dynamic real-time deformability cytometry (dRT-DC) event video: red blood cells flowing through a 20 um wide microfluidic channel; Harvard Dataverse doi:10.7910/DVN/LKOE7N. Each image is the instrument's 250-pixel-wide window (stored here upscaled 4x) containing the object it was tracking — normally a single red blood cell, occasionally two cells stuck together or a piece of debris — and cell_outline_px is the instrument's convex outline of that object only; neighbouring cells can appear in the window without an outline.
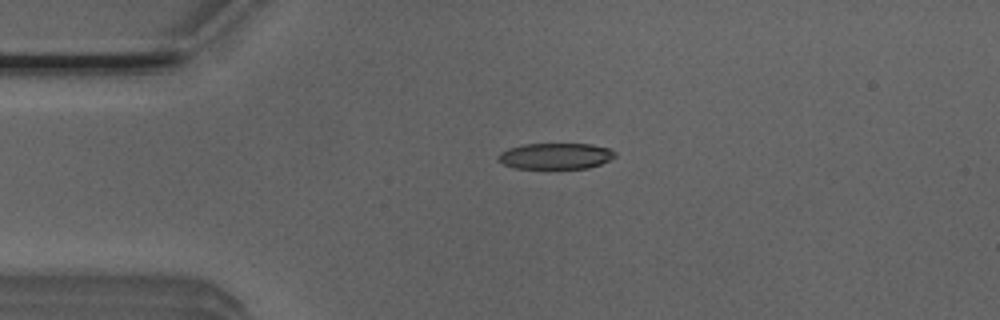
{"species": "Egyptian fruit bat (a non-hibernating species)", "species_latin": "Rousettus aegyptiacus", "temperature_condition": "room temperature", "stored_images_in_passage": 40, "camera_frame_rate_fps": 3000, "um_per_image_px": 0.085, "animal": {"sex": "male"}, "frame": {"image": 1, "passage_image": 7, "time_ms": 2.0, "image_size_px": [1000, 320], "cell_outline_px": [[616, 156], [600, 164], [588, 168], [512, 168], [504, 164], [496, 156], [500, 152], [508, 148], [524, 144], [592, 144], [608, 148], [616, 152]], "centroid_in_image_um": [47.21, 13.26], "position_along_channel_um": 37.8, "area_um2": 17.69}}
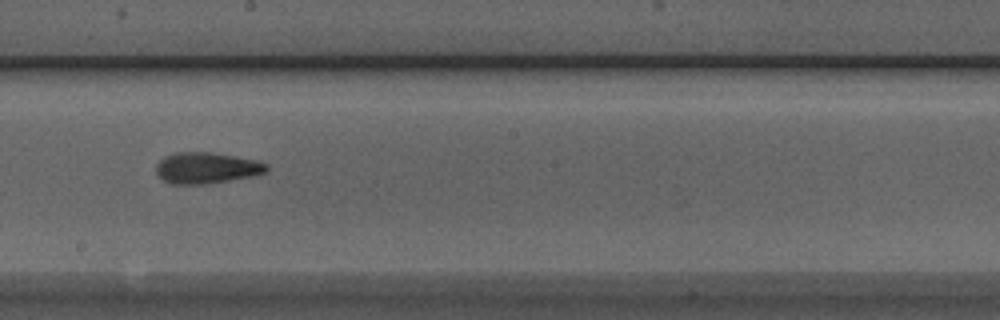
{"frame": {"image": 2, "passage_image": 24, "time_ms": 7.667, "image_size_px": [1000, 320], "cell_outline_px": [[268, 168], [264, 172], [252, 176], [204, 184], [172, 184], [156, 176], [156, 164], [164, 156], [176, 152], [208, 152], [260, 160], [268, 164]], "centroid_in_image_um": [17.53, 14.27], "position_along_channel_um": 230.7, "area_um2": 20.06}}
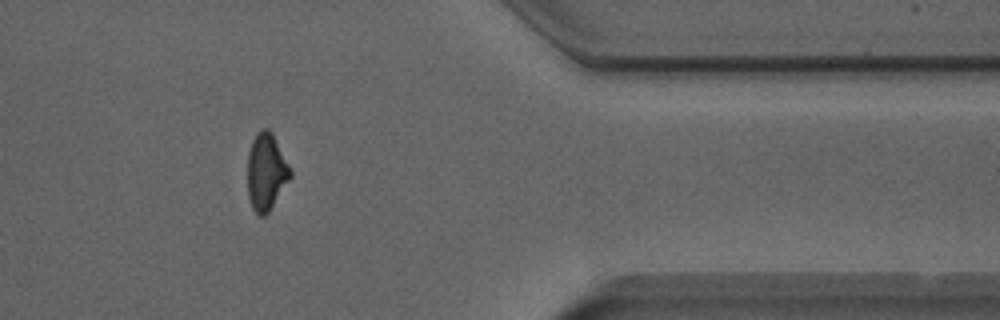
{"frame": {"image": 3, "passage_image": 38, "time_ms": 12.333, "image_size_px": [1000, 320], "cell_outline_px": [[292, 176], [268, 212], [264, 216], [260, 216], [252, 208], [248, 196], [248, 152], [252, 140], [256, 132], [260, 128], [268, 128], [272, 132], [292, 168]], "centroid_in_image_um": [22.64, 14.56], "position_along_channel_um": 388.8, "area_um2": 19.42}, "authors_computed_cell_mechanics": {"area_um2": 19.7387, "velocity_mm_per_s": 3.9045, "shape_relaxation_time_tau1_ms": 8.0919, "shape_relaxation_time_tau2_ms": 2.8994, "deformation_change_tau1": 0.1915, "deformation_change_tau2": 0.1205}}